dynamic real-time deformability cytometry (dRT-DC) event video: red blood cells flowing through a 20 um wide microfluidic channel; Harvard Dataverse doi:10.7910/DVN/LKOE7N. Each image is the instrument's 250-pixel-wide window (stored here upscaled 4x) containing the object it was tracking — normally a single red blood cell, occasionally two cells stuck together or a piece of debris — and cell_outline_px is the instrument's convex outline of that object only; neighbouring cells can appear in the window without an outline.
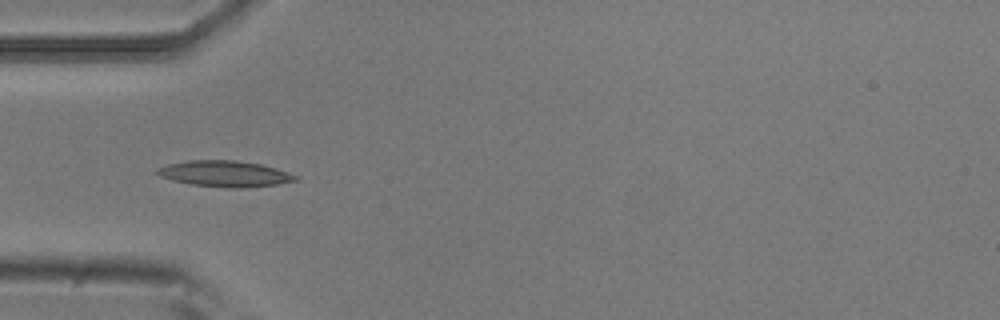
{"species": "common noctule bat (a hibernating species)", "species_latin": "Nyctalus noctula", "temperature_condition": "room temperature", "stored_images_in_passage": 5, "camera_frame_rate_fps": 3000, "um_per_image_px": 0.085, "animal": {"sex": "male", "body_mass_g": 20.5, "forearm_length_mm": 52.5}, "frame": {"image": 1, "passage_image": 5, "time_ms": 1.333, "image_size_px": [1000, 320], "cell_outline_px": [[300, 180], [280, 184], [240, 188], [232, 188], [192, 184], [172, 180], [160, 176], [156, 172], [156, 168], [168, 164], [188, 160], [236, 160], [260, 164], [276, 168], [300, 176]], "centroid_in_image_um": [19.16, 14.76], "position_along_channel_um": 65.8, "area_um2": 21.04}}